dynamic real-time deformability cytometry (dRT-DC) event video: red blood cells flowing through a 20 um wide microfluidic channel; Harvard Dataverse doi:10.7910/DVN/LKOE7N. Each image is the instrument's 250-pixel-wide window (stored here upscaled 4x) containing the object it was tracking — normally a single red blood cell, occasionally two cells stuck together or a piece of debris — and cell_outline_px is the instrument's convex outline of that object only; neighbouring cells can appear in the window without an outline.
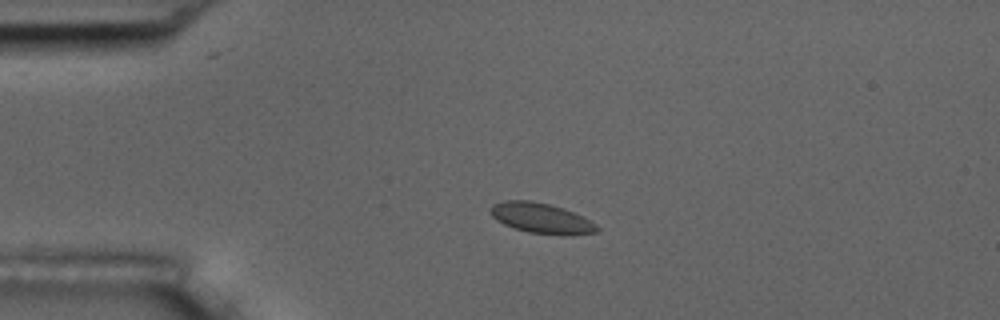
{"species": "common noctule bat (a hibernating species)", "species_latin": "Nyctalus noctula", "temperature_condition": "room temperature", "stored_images_in_passage": 4, "camera_frame_rate_fps": 3000, "um_per_image_px": 0.085, "animal": {"sex": "male", "body_mass_g": 17.5, "forearm_length_mm": 52.3}, "frame": {"image": 1, "passage_image": 3, "time_ms": 3.333, "image_size_px": [1000, 320], "cell_outline_px": [[600, 228], [596, 232], [572, 236], [564, 236], [528, 232], [504, 224], [496, 220], [488, 212], [488, 208], [492, 204], [504, 200], [532, 200], [564, 208], [584, 216], [596, 224]], "centroid_in_image_um": [46.02, 18.55], "position_along_channel_um": 39.0, "area_um2": 19.25}}